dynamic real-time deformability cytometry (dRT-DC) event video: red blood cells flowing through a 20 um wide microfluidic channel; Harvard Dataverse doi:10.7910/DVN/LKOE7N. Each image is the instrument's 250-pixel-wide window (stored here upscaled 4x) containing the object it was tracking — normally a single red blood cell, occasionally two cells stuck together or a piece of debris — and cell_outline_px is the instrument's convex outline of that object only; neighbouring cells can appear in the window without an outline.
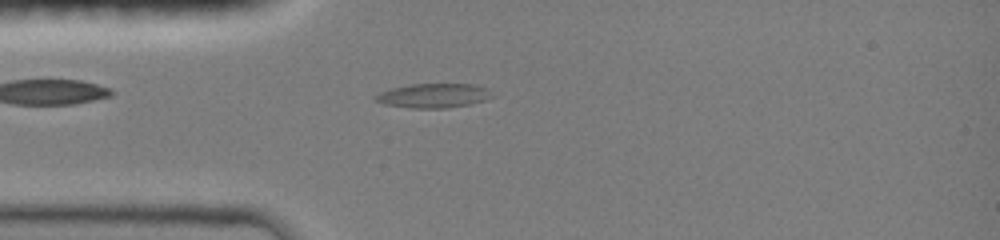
{"species": "common noctule bat (a hibernating species)", "species_latin": "Nyctalus noctula", "temperature_condition": "room temperature", "stored_images_in_passage": 47, "camera_frame_rate_fps": 3000, "um_per_image_px": 0.085, "animal": {"sex": "female", "body_mass_g": 19.0, "forearm_length_mm": 51.5}, "frame": {"image": 1, "passage_image": 12, "time_ms": 3.667, "image_size_px": [1000, 240], "cell_outline_px": [[496, 96], [472, 104], [444, 108], [408, 108], [384, 104], [376, 100], [376, 96], [380, 92], [392, 88], [412, 84], [472, 84], [488, 88]], "centroid_in_image_um": [36.91, 8.13], "position_along_channel_um": 48.1, "area_um2": 16.53}}
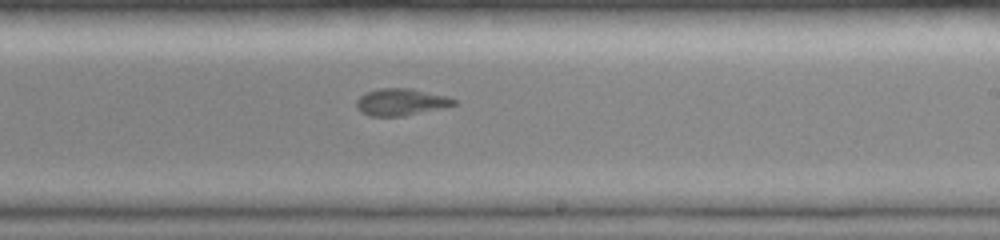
{"frame": {"image": 2, "passage_image": 28, "time_ms": 9.0, "image_size_px": [1000, 240], "cell_outline_px": [[456, 104], [440, 108], [404, 116], [368, 116], [360, 112], [356, 108], [356, 100], [360, 96], [368, 92], [380, 88], [412, 88], [444, 96], [456, 100]], "centroid_in_image_um": [34.02, 8.68], "position_along_channel_um": 255.0, "area_um2": 15.14}}
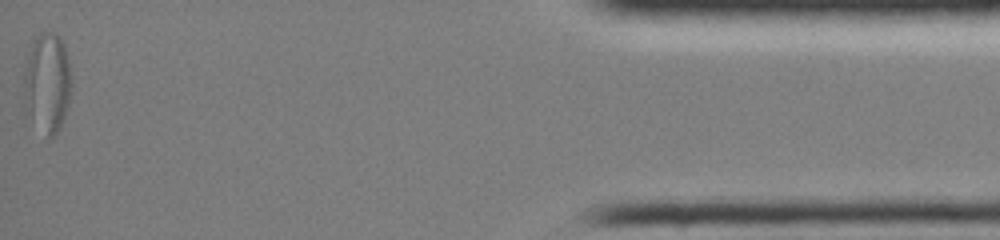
{"frame": {"image": 3, "passage_image": 47, "time_ms": 15.333, "image_size_px": [1000, 240], "cell_outline_px": [[72, 84], [68, 104], [60, 128], [52, 136], [48, 136], [24, 112], [24, 64], [28, 52], [36, 36], [44, 32], [52, 32], [64, 44], [72, 76]], "centroid_in_image_um": [4.0, 7.03], "position_along_channel_um": 431.2, "area_um2": 27.69}, "authors_computed_cell_mechanics": {"area_um2": 15.9528, "velocity_mm_per_s": 4.0226, "shape_relaxation_time_tau1_ms": null, "shape_relaxation_time_tau2_ms": 2.1842, "deformation_change_tau1": null, "deformation_change_tau2": 0.0712}}